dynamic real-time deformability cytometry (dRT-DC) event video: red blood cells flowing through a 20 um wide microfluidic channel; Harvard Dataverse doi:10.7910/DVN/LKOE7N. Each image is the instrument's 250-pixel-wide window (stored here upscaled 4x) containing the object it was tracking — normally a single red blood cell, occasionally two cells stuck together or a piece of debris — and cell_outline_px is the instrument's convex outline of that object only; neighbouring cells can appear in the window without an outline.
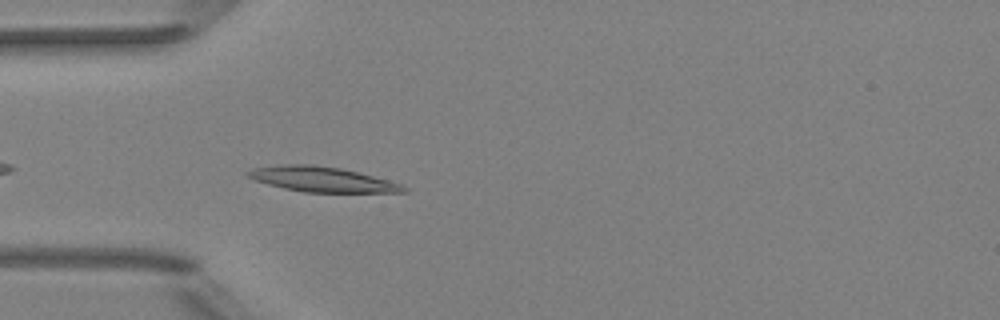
{"species": "Egyptian fruit bat (a non-hibernating species)", "species_latin": "Rousettus aegyptiacus", "temperature_condition": "room temperature", "stored_images_in_passage": 39, "camera_frame_rate_fps": 3000, "um_per_image_px": 0.085, "animal": {"sex": "female"}, "frame": {"image": 1, "passage_image": 3, "time_ms": 0.667, "image_size_px": [1000, 320], "cell_outline_px": [[408, 192], [304, 192], [284, 188], [268, 184], [256, 180], [248, 176], [244, 172], [252, 168], [284, 164], [312, 164], [340, 168], [388, 180], [400, 184], [408, 188]], "centroid_in_image_um": [27.34, 15.24], "position_along_channel_um": 57.7, "area_um2": 22.48}}
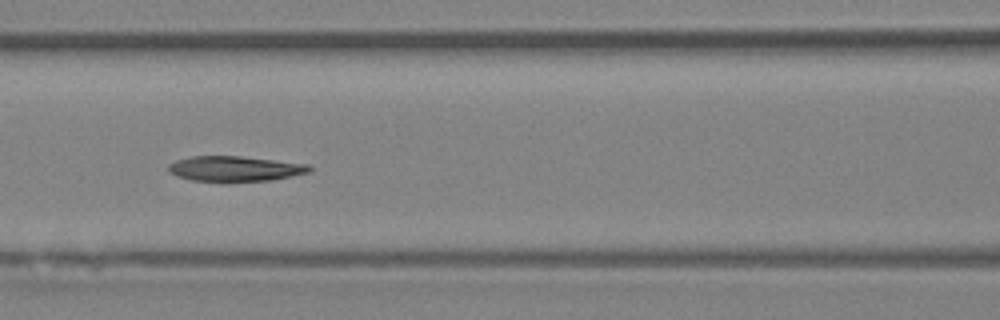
{"frame": {"image": 2, "passage_image": 10, "time_ms": 3.0, "image_size_px": [1000, 320], "cell_outline_px": [[312, 172], [272, 180], [228, 184], [224, 184], [192, 180], [176, 176], [168, 172], [168, 164], [176, 160], [192, 156], [240, 156], [308, 164], [312, 168]], "centroid_in_image_um": [19.95, 14.38], "position_along_channel_um": 146.7, "area_um2": 21.62}}
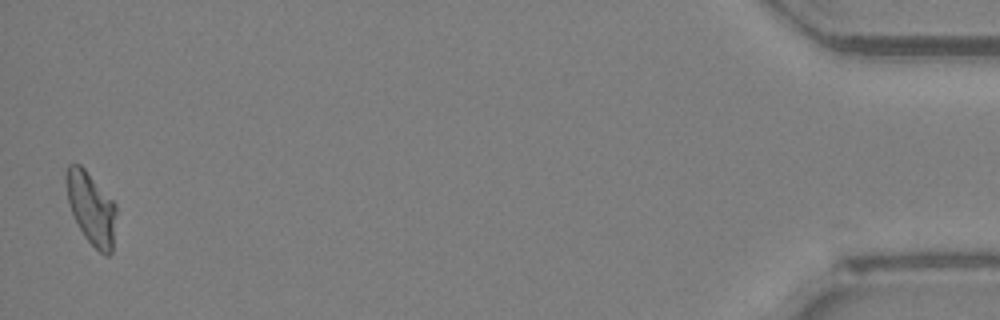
{"frame": {"image": 3, "passage_image": 38, "time_ms": 12.333, "image_size_px": [1000, 320], "cell_outline_px": [[116, 212], [112, 252], [108, 256], [104, 256], [84, 236], [68, 204], [64, 180], [64, 172], [68, 164], [80, 164], [84, 168], [116, 204]], "centroid_in_image_um": [7.73, 17.67], "position_along_channel_um": 427.5, "area_um2": 21.1}, "authors_computed_cell_mechanics": {"area_um2": 21.1548, "velocity_mm_per_s": 4.0047, "shape_relaxation_time_tau1_ms": 9.3629, "shape_relaxation_time_tau2_ms": 5.0023, "deformation_change_tau1": 0.2274, "deformation_change_tau2": 0.1185}}